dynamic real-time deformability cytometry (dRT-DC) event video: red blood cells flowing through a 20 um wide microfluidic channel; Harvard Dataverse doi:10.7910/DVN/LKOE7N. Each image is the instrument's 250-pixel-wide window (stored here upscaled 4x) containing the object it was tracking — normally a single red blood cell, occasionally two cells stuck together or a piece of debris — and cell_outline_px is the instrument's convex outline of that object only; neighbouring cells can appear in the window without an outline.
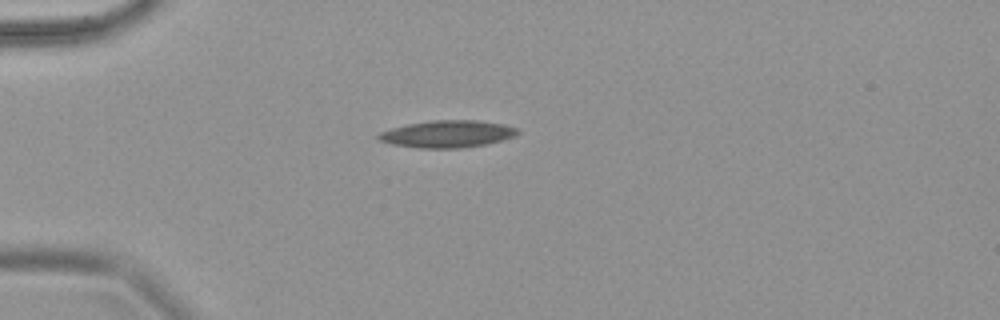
{"species": "common noctule bat (a hibernating species)", "species_latin": "Nyctalus noctula", "temperature_condition": "warm", "stored_images_in_passage": 4, "camera_frame_rate_fps": 3000, "um_per_image_px": 0.085, "animal": {"sex": "female", "body_mass_g": 18.4}, "frame": {"image": 1, "passage_image": 3, "time_ms": 0.667, "image_size_px": [1000, 320], "cell_outline_px": [[520, 132], [516, 136], [504, 140], [488, 144], [460, 148], [420, 148], [392, 144], [380, 140], [376, 136], [380, 132], [392, 128], [408, 124], [432, 120], [480, 120], [504, 124], [520, 128]], "centroid_in_image_um": [38.11, 11.38], "position_along_channel_um": 46.9, "area_um2": 22.2}}